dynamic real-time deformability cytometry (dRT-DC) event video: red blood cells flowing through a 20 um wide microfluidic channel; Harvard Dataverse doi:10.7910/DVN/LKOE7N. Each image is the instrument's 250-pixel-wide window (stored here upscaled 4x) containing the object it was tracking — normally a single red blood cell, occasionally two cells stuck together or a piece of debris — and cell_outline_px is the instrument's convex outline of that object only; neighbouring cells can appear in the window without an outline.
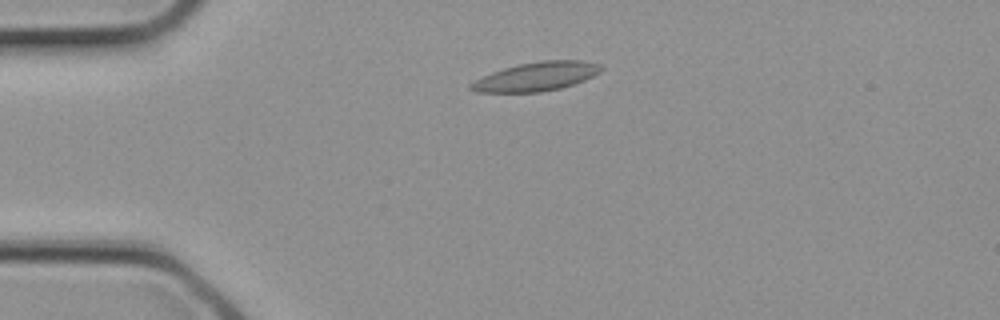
{"species": "common noctule bat (a hibernating species)", "species_latin": "Nyctalus noctula", "temperature_condition": "cold", "stored_images_in_passage": 3, "camera_frame_rate_fps": 3000, "um_per_image_px": 0.085, "animal": {"sex": "female", "body_mass_g": 21.9}, "frame": {"image": 1, "passage_image": 3, "time_ms": 0.667, "image_size_px": [1000, 320], "cell_outline_px": [[604, 68], [600, 72], [584, 80], [560, 88], [540, 92], [476, 92], [468, 88], [468, 84], [492, 72], [504, 68], [520, 64], [544, 60], [584, 60], [600, 64]], "centroid_in_image_um": [45.6, 6.5], "position_along_channel_um": 39.4, "area_um2": 21.73}}